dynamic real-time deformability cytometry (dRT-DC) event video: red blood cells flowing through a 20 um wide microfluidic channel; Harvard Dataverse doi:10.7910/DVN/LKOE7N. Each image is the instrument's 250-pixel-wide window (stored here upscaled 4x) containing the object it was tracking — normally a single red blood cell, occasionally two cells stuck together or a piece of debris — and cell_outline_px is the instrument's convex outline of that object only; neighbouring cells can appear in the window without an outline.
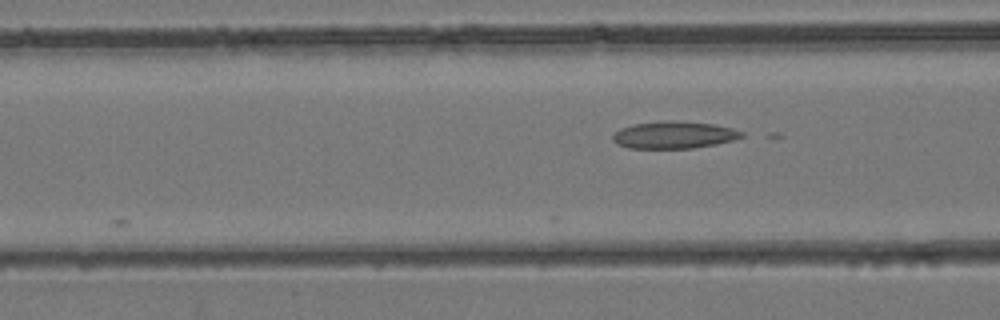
{"species": "common noctule bat (a hibernating species)", "species_latin": "Nyctalus noctula", "temperature_condition": "room temperature", "stored_images_in_passage": 13, "camera_frame_rate_fps": 3000, "um_per_image_px": 0.085, "animal": {"sex": "female", "body_mass_g": 24.6, "forearm_length_mm": 56.2}, "frame": {"image": 1, "passage_image": 6, "time_ms": 1.667, "image_size_px": [1000, 320], "cell_outline_px": [[744, 136], [736, 140], [716, 144], [692, 148], [628, 148], [616, 144], [612, 140], [612, 136], [620, 128], [636, 124], [660, 120], [672, 120], [712, 124], [732, 128], [744, 132]], "centroid_in_image_um": [57.3, 11.47], "position_along_channel_um": 109.3, "area_um2": 20.52}}
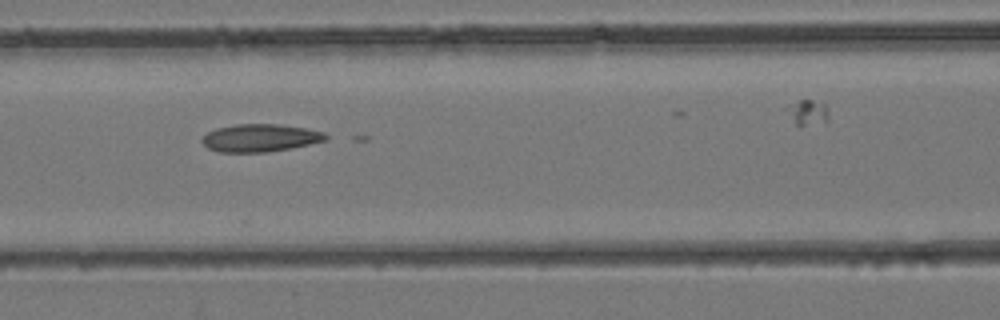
{"frame": {"image": 2, "passage_image": 8, "time_ms": 2.333, "image_size_px": [1000, 320], "cell_outline_px": [[328, 140], [292, 148], [264, 152], [220, 152], [208, 148], [200, 140], [208, 132], [216, 128], [236, 124], [280, 124], [308, 128], [324, 132], [328, 136]], "centroid_in_image_um": [22.15, 11.71], "position_along_channel_um": 144.5, "area_um2": 20.06}}
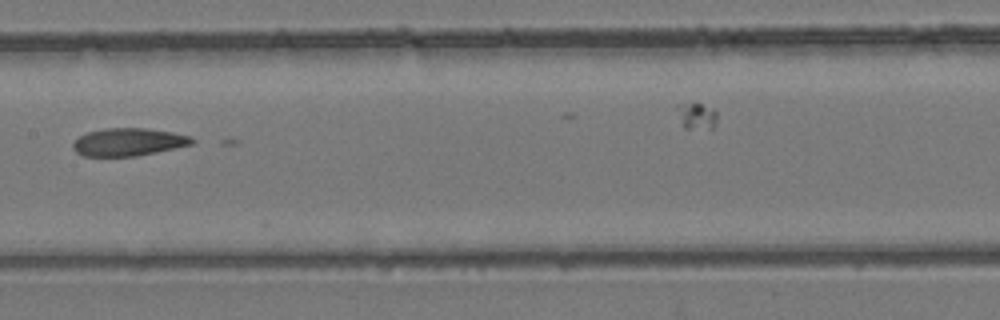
{"frame": {"image": 3, "passage_image": 11, "time_ms": 3.333, "image_size_px": [1000, 320], "cell_outline_px": [[196, 140], [192, 144], [156, 152], [136, 156], [84, 156], [76, 152], [72, 148], [72, 144], [80, 136], [88, 132], [104, 128], [144, 128], [172, 132], [192, 136]], "centroid_in_image_um": [10.92, 12.07], "position_along_channel_um": 196.5, "area_um2": 19.19}}